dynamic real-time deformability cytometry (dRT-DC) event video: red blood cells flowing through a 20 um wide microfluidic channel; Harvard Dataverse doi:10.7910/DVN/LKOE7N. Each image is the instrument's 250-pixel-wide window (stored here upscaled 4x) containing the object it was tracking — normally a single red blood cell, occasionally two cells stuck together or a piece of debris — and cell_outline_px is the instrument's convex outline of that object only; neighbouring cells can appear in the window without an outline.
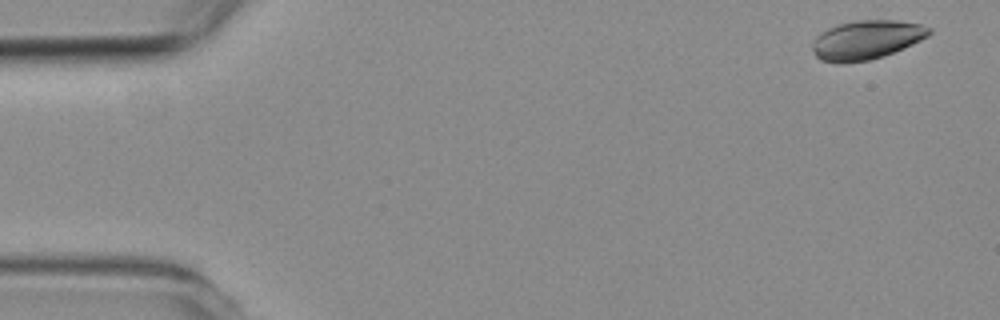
{"species": "common noctule bat (a hibernating species)", "species_latin": "Nyctalus noctula", "temperature_condition": "room temperature", "stored_images_in_passage": 4, "camera_frame_rate_fps": 3000, "um_per_image_px": 0.085, "animal": {"sex": "female", "body_mass_g": 19.3, "forearm_length_mm": 54.1}, "frame": {"image": 1, "passage_image": 1, "time_ms": 0.0, "image_size_px": [1000, 320], "cell_outline_px": [[932, 32], [928, 36], [912, 44], [884, 56], [868, 60], [840, 64], [820, 60], [812, 52], [812, 44], [816, 36], [820, 32], [828, 28], [840, 24], [856, 20], [896, 20], [920, 24], [932, 28]], "centroid_in_image_um": [73.62, 3.39], "position_along_channel_um": 11.4, "area_um2": 26.65}}